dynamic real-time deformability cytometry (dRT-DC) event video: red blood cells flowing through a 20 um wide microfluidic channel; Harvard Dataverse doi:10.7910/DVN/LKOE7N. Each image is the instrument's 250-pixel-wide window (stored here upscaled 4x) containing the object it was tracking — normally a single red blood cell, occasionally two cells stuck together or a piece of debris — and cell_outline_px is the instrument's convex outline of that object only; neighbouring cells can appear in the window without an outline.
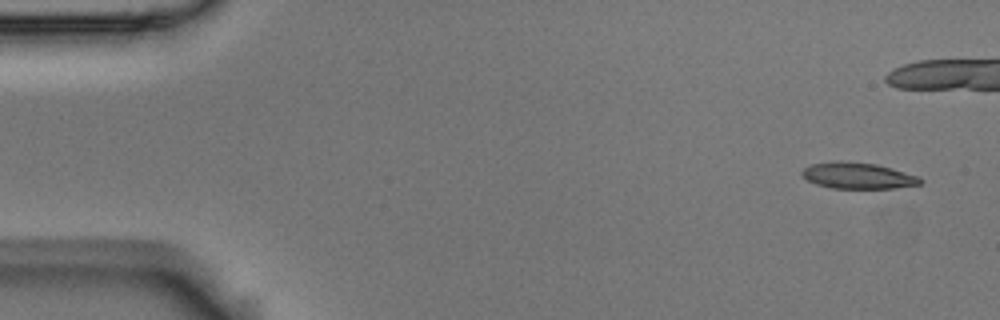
{"species": "Egyptian fruit bat (a non-hibernating species)", "species_latin": "Rousettus aegyptiacus", "temperature_condition": "room temperature", "stored_images_in_passage": 9, "camera_frame_rate_fps": 3000, "um_per_image_px": 0.085, "animal": {"sex": "male"}, "frame": {"image": 1, "passage_image": 1, "time_ms": 0.0, "image_size_px": [1000, 320], "cell_outline_px": [[924, 180], [920, 184], [896, 188], [832, 188], [816, 184], [808, 180], [800, 172], [804, 168], [812, 164], [876, 164], [920, 176]], "centroid_in_image_um": [73.02, 14.99], "position_along_channel_um": 12.0, "area_um2": 17.11}}